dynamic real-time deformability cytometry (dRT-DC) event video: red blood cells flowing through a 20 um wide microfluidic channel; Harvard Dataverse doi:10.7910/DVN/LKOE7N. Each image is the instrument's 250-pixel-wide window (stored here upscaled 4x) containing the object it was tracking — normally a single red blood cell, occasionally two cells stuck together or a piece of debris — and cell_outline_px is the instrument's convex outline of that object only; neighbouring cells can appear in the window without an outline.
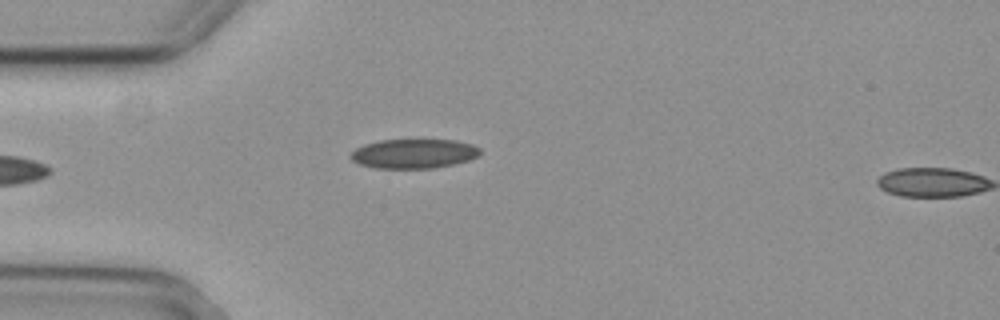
{"species": "common noctule bat (a hibernating species)", "species_latin": "Nyctalus noctula", "temperature_condition": "cold", "stored_images_in_passage": 2, "camera_frame_rate_fps": 3000, "um_per_image_px": 0.085, "animal": {"sex": "female", "body_mass_g": 29.2, "forearm_length_mm": 56.3}, "frame": {"image": 1, "passage_image": 1, "time_ms": 0.0, "image_size_px": [1000, 320], "cell_outline_px": [[480, 156], [468, 160], [452, 164], [432, 168], [372, 168], [360, 164], [352, 160], [348, 156], [356, 148], [364, 144], [380, 140], [456, 140], [472, 144], [480, 148]], "centroid_in_image_um": [35.16, 13.06], "position_along_channel_um": 49.8, "area_um2": 22.2}}